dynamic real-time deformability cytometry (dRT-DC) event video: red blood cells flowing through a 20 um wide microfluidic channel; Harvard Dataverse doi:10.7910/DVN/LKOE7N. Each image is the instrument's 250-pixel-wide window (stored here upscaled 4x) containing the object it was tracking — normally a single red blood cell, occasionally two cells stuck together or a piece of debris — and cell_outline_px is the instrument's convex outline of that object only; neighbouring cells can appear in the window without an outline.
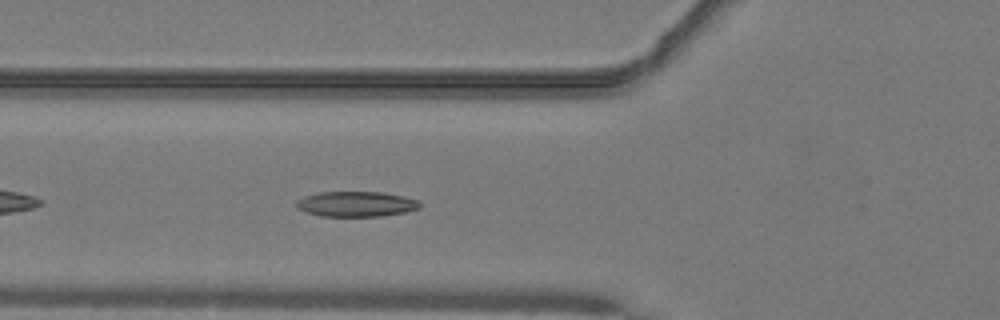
{"species": "common noctule bat (a hibernating species)", "species_latin": "Nyctalus noctula", "temperature_condition": "warm", "stored_images_in_passage": 35, "camera_frame_rate_fps": 3000, "um_per_image_px": 0.085, "animal": {"sex": "male", "body_mass_g": 19.2, "forearm_length_mm": 51.8}, "frame": {"image": 1, "passage_image": 6, "time_ms": 1.667, "image_size_px": [1000, 320], "cell_outline_px": [[420, 208], [404, 212], [380, 216], [320, 216], [296, 208], [296, 200], [304, 196], [320, 192], [384, 192], [404, 196], [420, 200]], "centroid_in_image_um": [30.28, 17.33], "position_along_channel_um": 95.5, "area_um2": 18.21}}
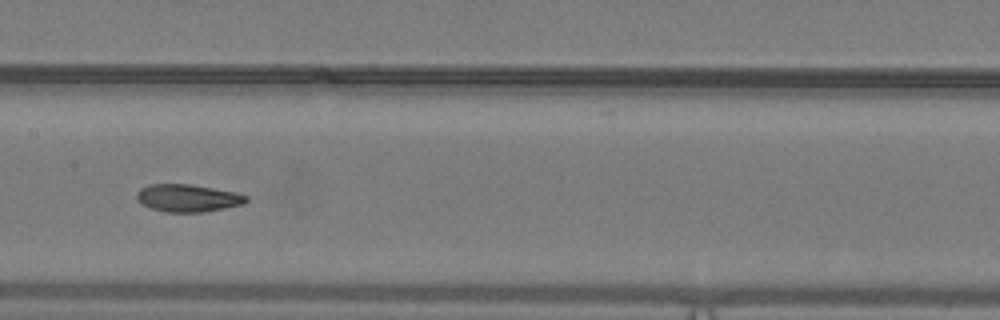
{"frame": {"image": 2, "passage_image": 13, "time_ms": 4.0, "image_size_px": [1000, 320], "cell_outline_px": [[248, 200], [244, 204], [204, 212], [164, 212], [140, 204], [136, 200], [136, 192], [140, 188], [148, 184], [188, 184], [236, 192], [248, 196]], "centroid_in_image_um": [15.93, 16.83], "position_along_channel_um": 191.5, "area_um2": 17.69}}
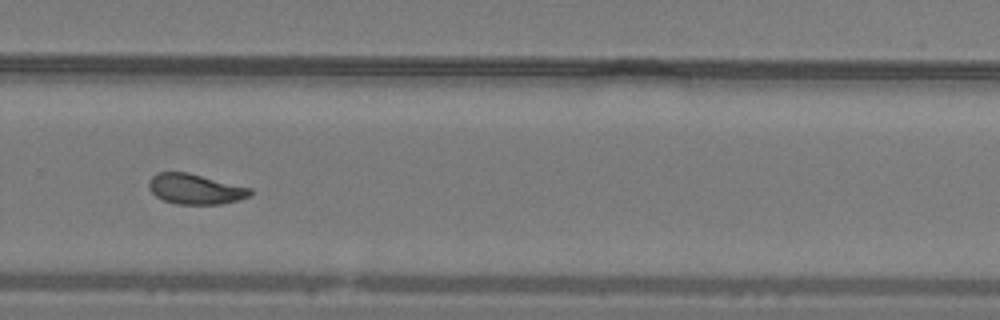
{"frame": {"image": 3, "passage_image": 22, "time_ms": 7.0, "image_size_px": [1000, 320], "cell_outline_px": [[252, 192], [248, 196], [236, 200], [220, 204], [176, 204], [164, 200], [156, 196], [148, 188], [148, 180], [156, 172], [188, 172], [252, 188]], "centroid_in_image_um": [16.56, 16.05], "position_along_channel_um": 313.2, "area_um2": 17.86}, "authors_computed_cell_mechanics": {"area_um2": 17.9758, "velocity_mm_per_s": 4.0784, "shape_relaxation_time_tau1_ms": 4.2109, "shape_relaxation_time_tau2_ms": 2.9367, "deformation_change_tau1": 0.1514, "deformation_change_tau2": 0.0714}}